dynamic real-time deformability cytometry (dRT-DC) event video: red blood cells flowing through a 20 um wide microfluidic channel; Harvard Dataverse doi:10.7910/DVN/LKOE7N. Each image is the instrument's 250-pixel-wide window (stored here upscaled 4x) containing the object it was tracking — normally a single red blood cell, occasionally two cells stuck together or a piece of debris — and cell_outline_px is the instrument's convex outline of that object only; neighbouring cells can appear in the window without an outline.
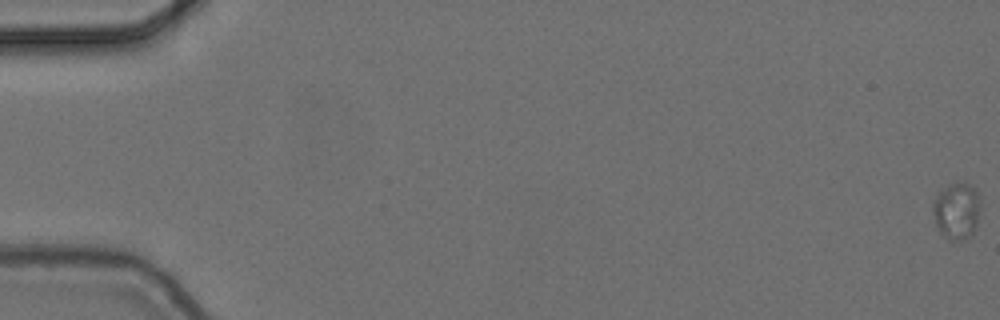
{"species": "common noctule bat (a hibernating species)", "species_latin": "Nyctalus noctula", "temperature_condition": "cold", "stored_images_in_passage": 6, "camera_frame_rate_fps": 3000, "um_per_image_px": 0.085, "animal": {"sex": "female", "body_mass_g": 24.6, "forearm_length_mm": 56.2}, "frame": {"image": 1, "passage_image": 1, "time_ms": 0.0, "image_size_px": [1000, 320], "cell_outline_px": [[980, 208], [976, 228], [972, 236], [960, 240], [952, 240], [940, 232], [936, 224], [932, 212], [932, 204], [936, 196], [948, 184], [972, 184], [980, 200]], "centroid_in_image_um": [81.33, 17.94], "position_along_channel_um": 3.7, "area_um2": 15.61}}
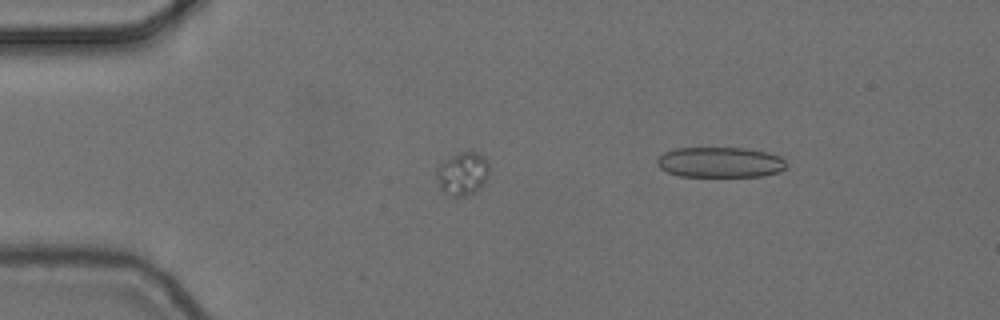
{"frame": {"image": 2, "passage_image": 5, "time_ms": 1.333, "image_size_px": [1000, 320], "cell_outline_px": [[488, 176], [484, 184], [476, 192], [456, 200], [444, 192], [440, 188], [436, 176], [436, 168], [444, 160], [460, 152], [476, 152], [484, 156], [488, 160]], "centroid_in_image_um": [39.32, 14.81], "position_along_channel_um": 45.7, "area_um2": 13.58}}